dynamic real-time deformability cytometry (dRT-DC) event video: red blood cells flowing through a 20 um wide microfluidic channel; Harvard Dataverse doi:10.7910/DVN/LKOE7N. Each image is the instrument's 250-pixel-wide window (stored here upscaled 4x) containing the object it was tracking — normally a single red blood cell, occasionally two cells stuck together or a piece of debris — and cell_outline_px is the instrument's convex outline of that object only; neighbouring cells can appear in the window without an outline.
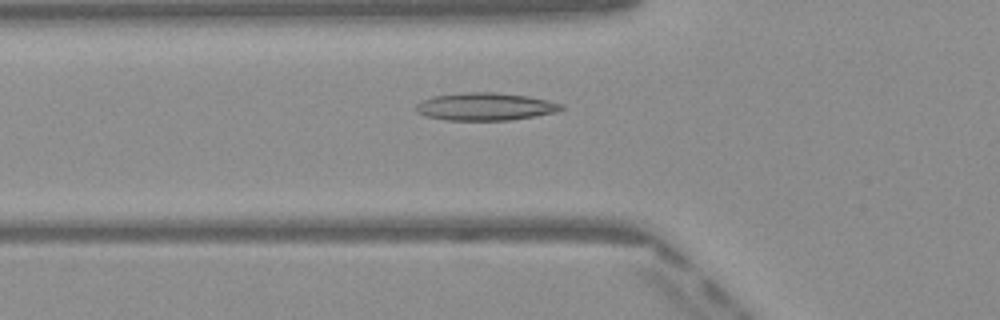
{"species": "Egyptian fruit bat (a non-hibernating species)", "species_latin": "Rousettus aegyptiacus", "temperature_condition": "warm", "stored_images_in_passage": 37, "camera_frame_rate_fps": 3000, "um_per_image_px": 0.085, "frame": {"image": 1, "passage_image": 5, "time_ms": 1.333, "image_size_px": [1000, 320], "cell_outline_px": [[564, 108], [556, 112], [536, 116], [512, 120], [444, 120], [428, 116], [416, 112], [416, 104], [424, 100], [436, 96], [464, 92], [496, 92], [528, 96], [548, 100], [564, 104]], "centroid_in_image_um": [41.3, 9.06], "position_along_channel_um": 84.5, "area_um2": 23.41}}
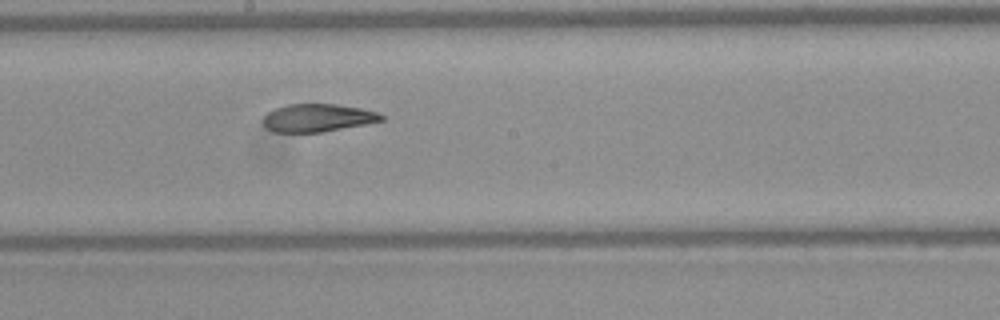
{"frame": {"image": 2, "passage_image": 15, "time_ms": 4.667, "image_size_px": [1000, 320], "cell_outline_px": [[384, 120], [364, 124], [320, 132], [272, 132], [264, 124], [264, 116], [268, 112], [276, 108], [288, 104], [336, 104], [360, 108], [376, 112], [384, 116]], "centroid_in_image_um": [26.99, 10.01], "position_along_channel_um": 221.2, "area_um2": 18.9}}
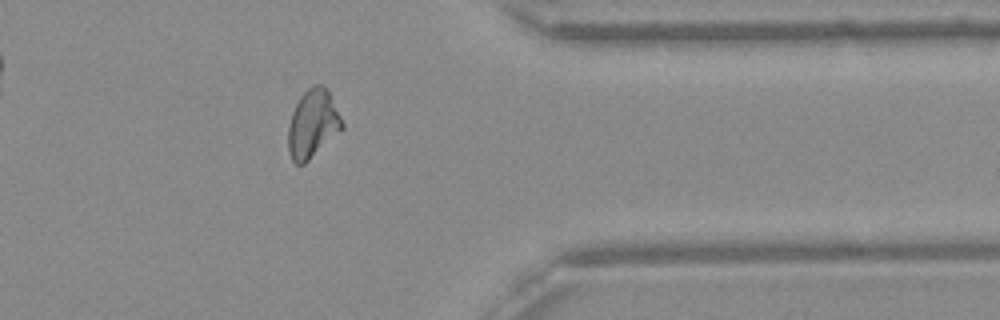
{"frame": {"image": 3, "passage_image": 28, "time_ms": 9.0, "image_size_px": [1000, 320], "cell_outline_px": [[344, 128], [304, 164], [296, 164], [292, 160], [288, 152], [288, 128], [292, 112], [300, 96], [312, 84], [320, 84], [328, 92], [344, 124]], "centroid_in_image_um": [26.56, 10.54], "position_along_channel_um": 384.8, "area_um2": 21.15}, "authors_computed_cell_mechanics": {"area_um2": 20.8658, "velocity_mm_per_s": 4.0711, "shape_relaxation_time_tau1_ms": null, "shape_relaxation_time_tau2_ms": 1.6613, "deformation_change_tau1": null, "deformation_change_tau2": 0.0856}}